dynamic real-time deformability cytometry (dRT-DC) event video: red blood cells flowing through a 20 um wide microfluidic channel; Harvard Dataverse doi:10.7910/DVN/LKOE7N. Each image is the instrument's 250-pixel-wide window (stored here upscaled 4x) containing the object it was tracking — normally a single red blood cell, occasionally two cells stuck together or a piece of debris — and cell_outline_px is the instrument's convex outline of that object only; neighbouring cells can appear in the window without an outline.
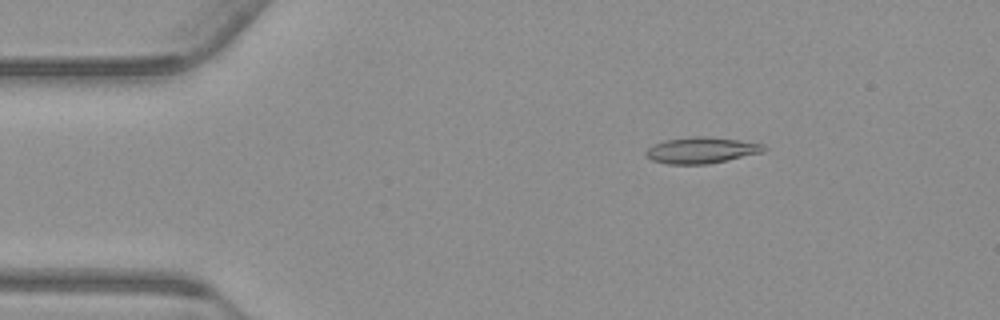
{"species": "common noctule bat (a hibernating species)", "species_latin": "Nyctalus noctula", "temperature_condition": "warm", "stored_images_in_passage": 55, "camera_frame_rate_fps": 3000, "um_per_image_px": 0.085, "animal": {"sex": "male", "body_mass_g": 23.1, "forearm_length_mm": 52.7}, "frame": {"image": 1, "passage_image": 9, "time_ms": 2.667, "image_size_px": [1000, 320], "cell_outline_px": [[768, 148], [764, 152], [728, 160], [708, 164], [668, 164], [652, 160], [644, 152], [652, 144], [664, 140], [696, 136], [708, 136], [764, 144]], "centroid_in_image_um": [59.63, 12.77], "position_along_channel_um": 25.4, "area_um2": 18.03}}
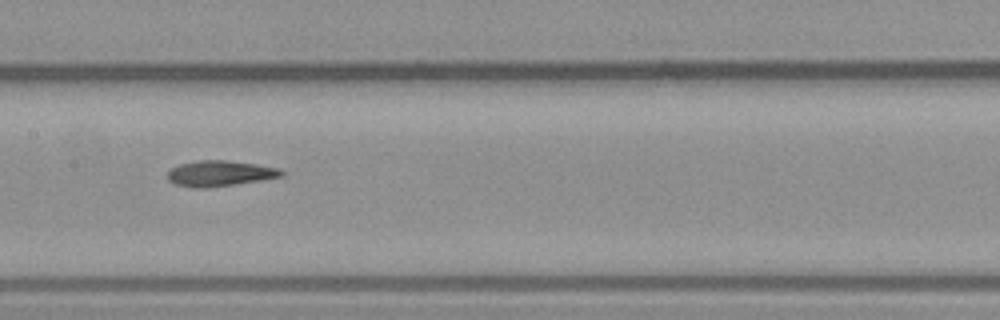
{"frame": {"image": 2, "passage_image": 27, "time_ms": 8.667, "image_size_px": [1000, 320], "cell_outline_px": [[284, 176], [236, 184], [208, 188], [192, 188], [176, 184], [168, 180], [168, 172], [172, 168], [180, 164], [200, 160], [228, 160], [256, 164], [280, 168], [284, 172]], "centroid_in_image_um": [18.71, 14.74], "position_along_channel_um": 188.7, "area_um2": 17.05}}
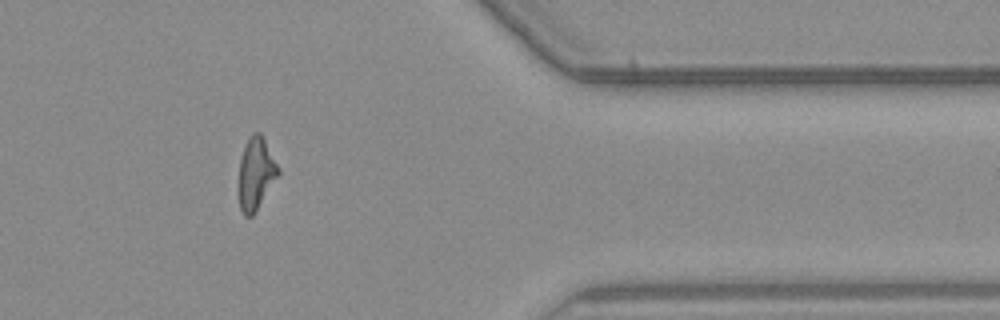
{"frame": {"image": 3, "passage_image": 45, "time_ms": 14.667, "image_size_px": [1000, 320], "cell_outline_px": [[280, 172], [256, 212], [252, 216], [244, 216], [240, 208], [236, 188], [240, 160], [248, 136], [252, 132], [260, 132], [280, 168]], "centroid_in_image_um": [21.71, 14.78], "position_along_channel_um": 389.7, "area_um2": 17.05}, "authors_computed_cell_mechanics": {"area_um2": 17.1088, "velocity_mm_per_s": 3.7728, "shape_relaxation_time_tau1_ms": null, "shape_relaxation_time_tau2_ms": 4.8316, "deformation_change_tau1": null, "deformation_change_tau2": 0.1411}}